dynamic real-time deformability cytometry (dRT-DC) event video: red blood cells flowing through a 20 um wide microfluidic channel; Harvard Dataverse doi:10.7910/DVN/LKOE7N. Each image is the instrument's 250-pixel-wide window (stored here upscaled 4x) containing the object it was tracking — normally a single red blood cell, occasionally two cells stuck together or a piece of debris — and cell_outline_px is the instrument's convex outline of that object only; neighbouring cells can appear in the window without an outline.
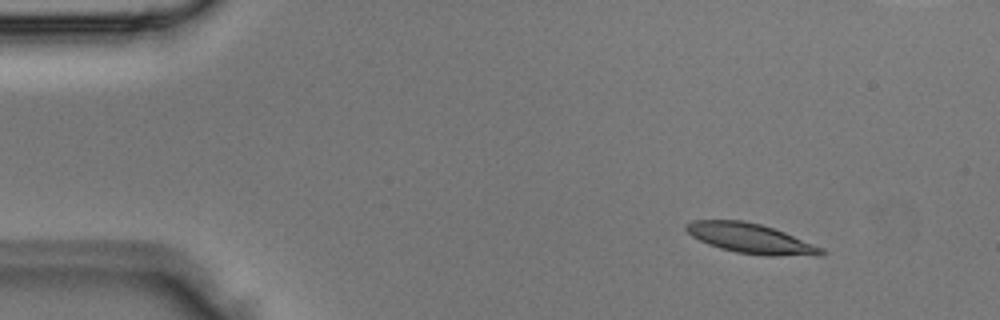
{"species": "Egyptian fruit bat (a non-hibernating species)", "species_latin": "Rousettus aegyptiacus", "temperature_condition": "room temperature", "stored_images_in_passage": 5, "camera_frame_rate_fps": 3000, "um_per_image_px": 0.085, "animal": {"sex": "male"}, "frame": {"image": 1, "passage_image": 2, "time_ms": 0.333, "image_size_px": [1000, 320], "cell_outline_px": [[828, 252], [824, 256], [764, 256], [736, 252], [720, 248], [708, 244], [692, 236], [684, 228], [684, 224], [692, 220], [744, 220], [760, 224], [784, 232], [824, 248]], "centroid_in_image_um": [63.85, 20.28], "position_along_channel_um": 21.1, "area_um2": 23.81}}